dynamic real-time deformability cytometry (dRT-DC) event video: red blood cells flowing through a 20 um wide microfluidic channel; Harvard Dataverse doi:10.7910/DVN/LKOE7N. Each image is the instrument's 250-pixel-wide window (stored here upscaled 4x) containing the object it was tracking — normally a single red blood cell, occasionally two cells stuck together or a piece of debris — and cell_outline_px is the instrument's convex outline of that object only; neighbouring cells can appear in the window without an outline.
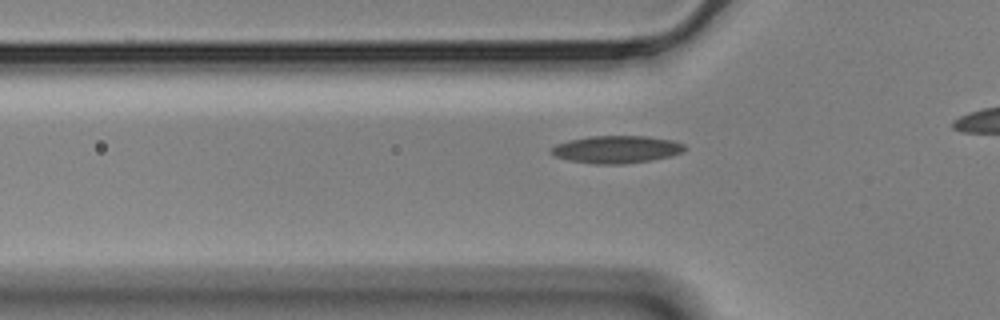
{"species": "Egyptian fruit bat (a non-hibernating species)", "species_latin": "Rousettus aegyptiacus", "temperature_condition": "cold", "stored_images_in_passage": 34, "camera_frame_rate_fps": 3000, "um_per_image_px": 0.085, "animal": {"sex": "male"}, "frame": {"image": 1, "passage_image": 6, "time_ms": 1.667, "image_size_px": [1000, 320], "cell_outline_px": [[688, 148], [684, 152], [672, 156], [652, 160], [624, 164], [596, 164], [568, 160], [556, 156], [552, 152], [552, 148], [556, 144], [568, 140], [588, 136], [648, 136], [672, 140], [684, 144]], "centroid_in_image_um": [52.47, 12.69], "position_along_channel_um": 73.3, "area_um2": 21.5}}
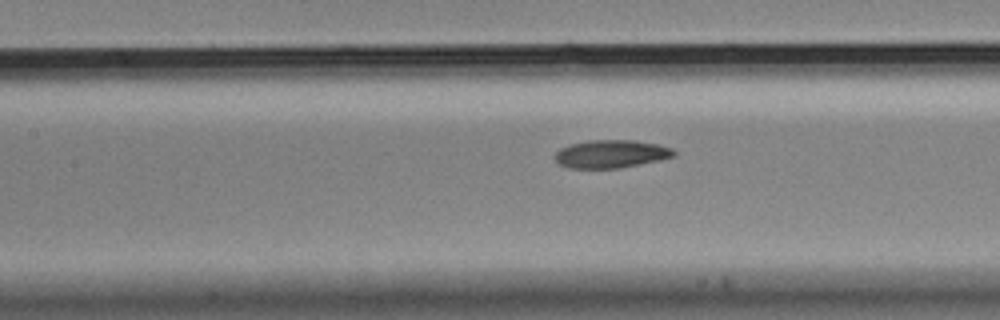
{"frame": {"image": 2, "passage_image": 13, "time_ms": 4.0, "image_size_px": [1000, 320], "cell_outline_px": [[676, 156], [660, 160], [620, 168], [568, 168], [560, 164], [552, 156], [560, 148], [572, 144], [588, 140], [632, 140], [660, 144], [672, 148], [676, 152]], "centroid_in_image_um": [51.96, 13.08], "position_along_channel_um": 155.4, "area_um2": 19.54}}
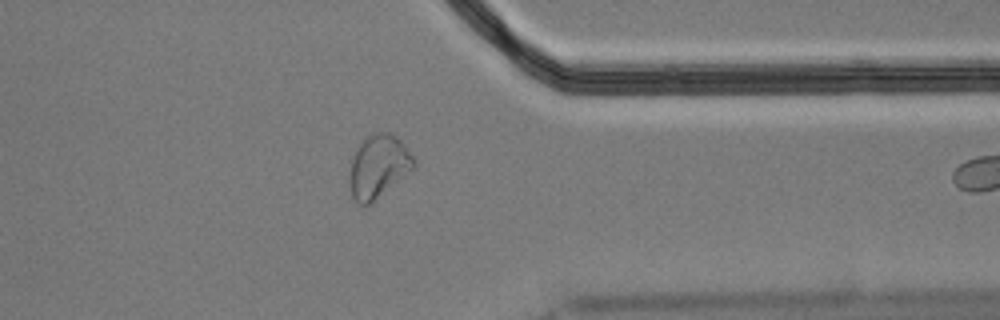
{"frame": {"image": 3, "passage_image": 33, "time_ms": 10.667, "image_size_px": [1000, 320], "cell_outline_px": [[416, 168], [368, 204], [360, 204], [352, 196], [352, 160], [364, 136], [372, 132], [388, 132], [396, 136], [404, 144], [416, 160]], "centroid_in_image_um": [32.24, 14.08], "position_along_channel_um": 379.2, "area_um2": 23.0}}